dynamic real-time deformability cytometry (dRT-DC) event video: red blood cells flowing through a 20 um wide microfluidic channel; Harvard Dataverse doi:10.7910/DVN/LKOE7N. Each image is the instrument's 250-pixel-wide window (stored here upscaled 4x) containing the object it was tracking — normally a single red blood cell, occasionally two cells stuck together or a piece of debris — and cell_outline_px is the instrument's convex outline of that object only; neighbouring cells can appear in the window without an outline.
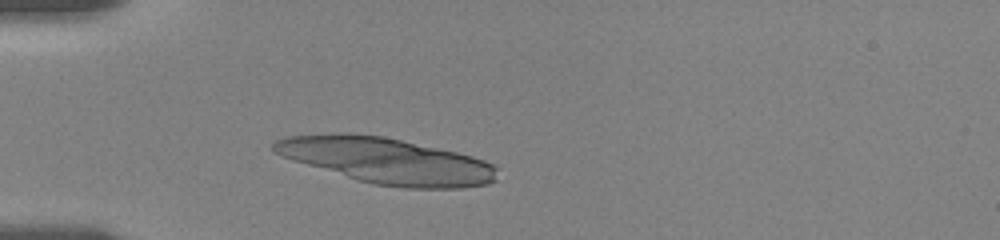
{"species": "human", "species_latin": "Homo sapiens", "temperature_condition": "room temperature", "stored_images_in_passage": 5, "camera_frame_rate_fps": 3000, "um_per_image_px": 0.085, "donor": {"sex": "female"}, "frame": {"image": 1, "passage_image": 5, "time_ms": 2.667, "image_size_px": [1000, 240], "cell_outline_px": [[496, 180], [488, 184], [460, 188], [404, 188], [372, 184], [292, 160], [280, 156], [272, 148], [272, 144], [276, 140], [288, 136], [344, 132], [384, 136], [456, 152], [472, 156], [484, 160], [492, 164], [496, 168]], "centroid_in_image_um": [32.86, 13.66], "position_along_channel_um": 52.1, "area_um2": 59.53}}